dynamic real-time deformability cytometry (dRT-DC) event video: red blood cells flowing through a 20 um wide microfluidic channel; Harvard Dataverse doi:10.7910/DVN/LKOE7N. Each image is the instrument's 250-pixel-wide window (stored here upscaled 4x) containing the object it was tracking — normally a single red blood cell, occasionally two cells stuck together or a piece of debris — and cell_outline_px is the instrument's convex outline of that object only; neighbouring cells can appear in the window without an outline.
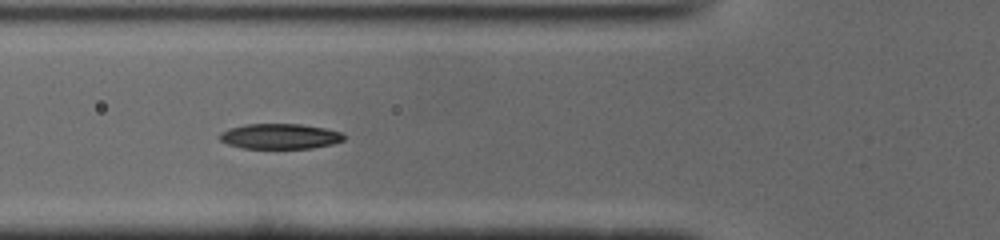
{"species": "common noctule bat (a hibernating species)", "species_latin": "Nyctalus noctula", "temperature_condition": "cold", "stored_images_in_passage": 41, "camera_frame_rate_fps": 3000, "um_per_image_px": 0.085, "animal": {"sex": "male", "body_mass_g": 19.0, "forearm_length_mm": 50.8}, "frame": {"image": 1, "passage_image": 7, "time_ms": 2.0, "image_size_px": [1000, 240], "cell_outline_px": [[344, 140], [332, 144], [312, 148], [240, 148], [228, 144], [220, 140], [220, 132], [228, 128], [244, 124], [300, 124], [324, 128], [340, 132], [344, 136]], "centroid_in_image_um": [23.76, 11.58], "position_along_channel_um": 102.0, "area_um2": 18.26}}
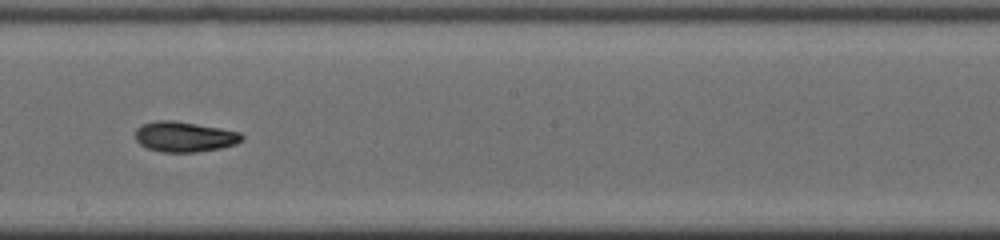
{"frame": {"image": 2, "passage_image": 17, "time_ms": 5.333, "image_size_px": [1000, 240], "cell_outline_px": [[244, 136], [236, 144], [220, 148], [196, 152], [160, 152], [148, 148], [140, 144], [136, 140], [136, 128], [144, 124], [156, 120], [172, 120], [220, 128], [240, 132]], "centroid_in_image_um": [15.67, 11.62], "position_along_channel_um": 232.5, "area_um2": 18.67}}
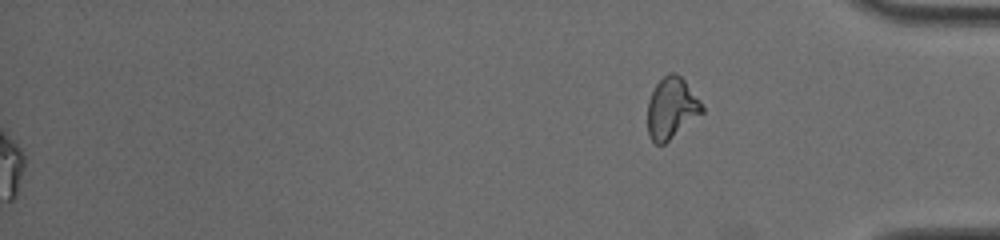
{"frame": {"image": 3, "passage_image": 41, "time_ms": 13.333, "image_size_px": [1000, 240], "cell_outline_px": [[704, 112], [664, 144], [656, 144], [648, 136], [648, 100], [656, 84], [668, 72], [672, 72], [680, 76], [684, 80], [700, 100], [704, 108]], "centroid_in_image_um": [57.08, 9.2], "position_along_channel_um": 378.1, "area_um2": 19.31}, "authors_computed_cell_mechanics": {"area_um2": 18.496, "velocity_mm_per_s": 3.9193, "shape_relaxation_time_tau1_ms": 4.3098, "shape_relaxation_time_tau2_ms": 1.5851, "deformation_change_tau1": 0.167, "deformation_change_tau2": 0.0599}}